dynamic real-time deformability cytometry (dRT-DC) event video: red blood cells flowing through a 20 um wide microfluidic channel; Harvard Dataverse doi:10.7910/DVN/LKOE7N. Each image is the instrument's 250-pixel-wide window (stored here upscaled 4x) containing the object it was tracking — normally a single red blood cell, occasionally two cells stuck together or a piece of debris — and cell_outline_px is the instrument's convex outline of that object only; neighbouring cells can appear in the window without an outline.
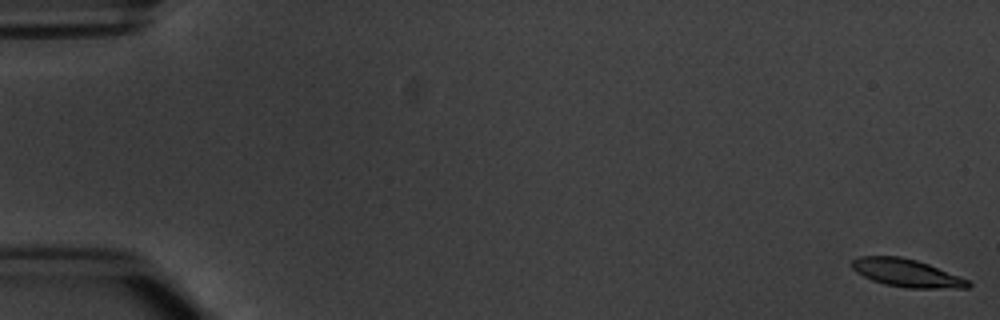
{"species": "common noctule bat (a hibernating species)", "species_latin": "Nyctalus noctula", "temperature_condition": "warm", "stored_images_in_passage": 8, "camera_frame_rate_fps": 3000, "um_per_image_px": 0.085, "animal": {"sex": "male", "body_mass_g": 20.1, "forearm_length_mm": 53.5}, "frame": {"image": 1, "passage_image": 1, "time_ms": 0.0, "image_size_px": [1000, 320], "cell_outline_px": [[972, 284], [968, 288], [908, 288], [884, 284], [872, 280], [856, 272], [848, 264], [852, 260], [860, 256], [900, 256], [916, 260], [928, 264], [968, 280]], "centroid_in_image_um": [77.02, 23.2], "position_along_channel_um": 8.0, "area_um2": 18.79}}